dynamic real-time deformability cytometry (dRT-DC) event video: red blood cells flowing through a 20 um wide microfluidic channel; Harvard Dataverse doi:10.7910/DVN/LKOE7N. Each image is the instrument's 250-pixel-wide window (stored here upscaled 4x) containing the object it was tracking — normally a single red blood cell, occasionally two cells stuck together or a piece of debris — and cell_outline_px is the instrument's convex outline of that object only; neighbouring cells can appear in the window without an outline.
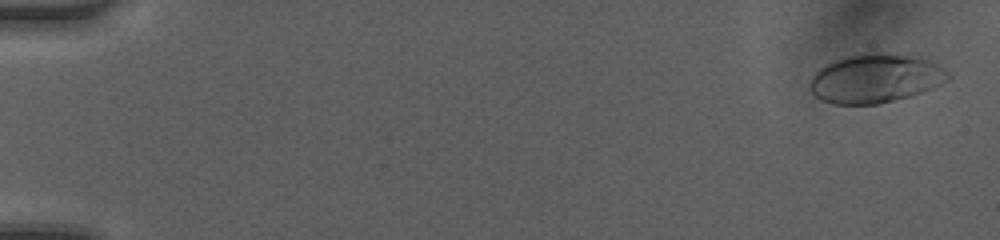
{"species": "human", "species_latin": "Homo sapiens", "temperature_condition": "room temperature", "stored_images_in_passage": 50, "camera_frame_rate_fps": 3000, "um_per_image_px": 0.085, "donor": {"sex": "female"}, "frame": {"image": 1, "passage_image": 2, "time_ms": 0.333, "image_size_px": [1000, 240], "cell_outline_px": [[952, 76], [948, 80], [932, 88], [912, 96], [876, 104], [832, 104], [820, 100], [808, 88], [808, 80], [824, 64], [848, 56], [868, 52], [908, 52], [928, 60], [944, 68]], "centroid_in_image_um": [74.42, 6.64], "position_along_channel_um": 10.6, "area_um2": 40.11}}
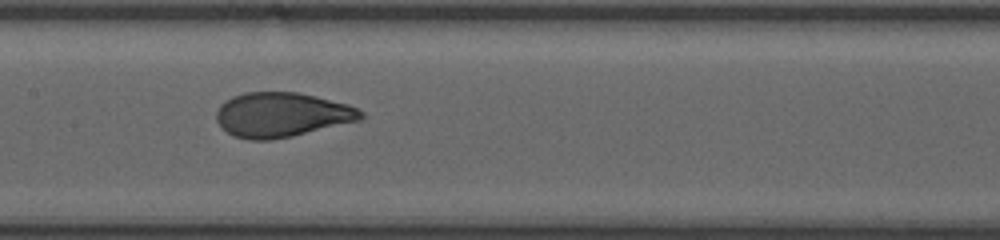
{"frame": {"image": 2, "passage_image": 26, "time_ms": 8.333, "image_size_px": [1000, 240], "cell_outline_px": [[364, 120], [292, 136], [272, 140], [248, 140], [232, 136], [216, 120], [216, 112], [220, 104], [224, 100], [232, 96], [244, 92], [296, 92], [316, 96], [348, 104], [364, 112]], "centroid_in_image_um": [23.96, 9.76], "position_along_channel_um": 183.4, "area_um2": 37.92}}
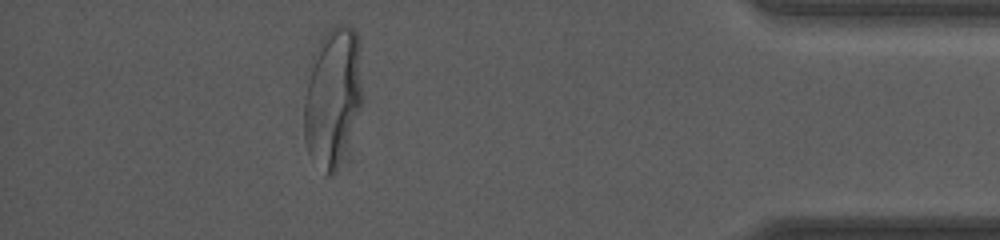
{"frame": {"image": 3, "passage_image": 45, "time_ms": 14.667, "image_size_px": [1000, 240], "cell_outline_px": [[360, 108], [336, 168], [328, 176], [324, 176], [308, 152], [304, 136], [304, 96], [308, 64], [320, 40], [336, 24], [348, 24], [356, 32], [360, 44]], "centroid_in_image_um": [28.22, 8.17], "position_along_channel_um": 407.0, "area_um2": 46.76}, "authors_computed_cell_mechanics": {"area_um2": 38.0324, "velocity_mm_per_s": 4.1795, "shape_relaxation_time_tau1_ms": 3.7096, "shape_relaxation_time_tau2_ms": null, "deformation_change_tau1": 0.1809, "deformation_change_tau2": null}}